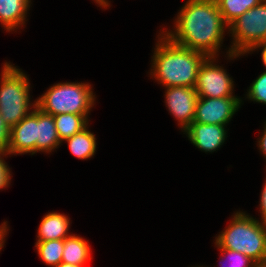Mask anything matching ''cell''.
<instances>
[{
  "instance_id": "cell-1",
  "label": "cell",
  "mask_w": 266,
  "mask_h": 267,
  "mask_svg": "<svg viewBox=\"0 0 266 267\" xmlns=\"http://www.w3.org/2000/svg\"><path fill=\"white\" fill-rule=\"evenodd\" d=\"M173 27L160 32L174 44L217 58L228 30L215 0H187Z\"/></svg>"
},
{
  "instance_id": "cell-2",
  "label": "cell",
  "mask_w": 266,
  "mask_h": 267,
  "mask_svg": "<svg viewBox=\"0 0 266 267\" xmlns=\"http://www.w3.org/2000/svg\"><path fill=\"white\" fill-rule=\"evenodd\" d=\"M151 57L150 76L164 88L195 87L198 71L207 56L170 41L161 32Z\"/></svg>"
},
{
  "instance_id": "cell-3",
  "label": "cell",
  "mask_w": 266,
  "mask_h": 267,
  "mask_svg": "<svg viewBox=\"0 0 266 267\" xmlns=\"http://www.w3.org/2000/svg\"><path fill=\"white\" fill-rule=\"evenodd\" d=\"M244 211H236L231 221L215 238L217 248L241 252L255 263L266 262V222Z\"/></svg>"
},
{
  "instance_id": "cell-4",
  "label": "cell",
  "mask_w": 266,
  "mask_h": 267,
  "mask_svg": "<svg viewBox=\"0 0 266 267\" xmlns=\"http://www.w3.org/2000/svg\"><path fill=\"white\" fill-rule=\"evenodd\" d=\"M1 70L0 113L12 128L36 107V101H30V82L22 69L11 62H5Z\"/></svg>"
},
{
  "instance_id": "cell-5",
  "label": "cell",
  "mask_w": 266,
  "mask_h": 267,
  "mask_svg": "<svg viewBox=\"0 0 266 267\" xmlns=\"http://www.w3.org/2000/svg\"><path fill=\"white\" fill-rule=\"evenodd\" d=\"M95 100L92 85L82 81L53 84L35 99L37 108L53 116L62 113L88 115L95 105Z\"/></svg>"
},
{
  "instance_id": "cell-6",
  "label": "cell",
  "mask_w": 266,
  "mask_h": 267,
  "mask_svg": "<svg viewBox=\"0 0 266 267\" xmlns=\"http://www.w3.org/2000/svg\"><path fill=\"white\" fill-rule=\"evenodd\" d=\"M232 42L226 51L227 59L233 60L247 52L256 44L266 41V0L246 11L228 26L227 34Z\"/></svg>"
},
{
  "instance_id": "cell-7",
  "label": "cell",
  "mask_w": 266,
  "mask_h": 267,
  "mask_svg": "<svg viewBox=\"0 0 266 267\" xmlns=\"http://www.w3.org/2000/svg\"><path fill=\"white\" fill-rule=\"evenodd\" d=\"M217 57H207L201 64L195 91L199 97L222 98L238 97L234 93L233 78L223 66H219Z\"/></svg>"
},
{
  "instance_id": "cell-8",
  "label": "cell",
  "mask_w": 266,
  "mask_h": 267,
  "mask_svg": "<svg viewBox=\"0 0 266 267\" xmlns=\"http://www.w3.org/2000/svg\"><path fill=\"white\" fill-rule=\"evenodd\" d=\"M242 102L240 97H199L193 122L227 126Z\"/></svg>"
},
{
  "instance_id": "cell-9",
  "label": "cell",
  "mask_w": 266,
  "mask_h": 267,
  "mask_svg": "<svg viewBox=\"0 0 266 267\" xmlns=\"http://www.w3.org/2000/svg\"><path fill=\"white\" fill-rule=\"evenodd\" d=\"M165 105L177 120L182 132L194 121L199 96L195 87L174 86L165 88Z\"/></svg>"
},
{
  "instance_id": "cell-10",
  "label": "cell",
  "mask_w": 266,
  "mask_h": 267,
  "mask_svg": "<svg viewBox=\"0 0 266 267\" xmlns=\"http://www.w3.org/2000/svg\"><path fill=\"white\" fill-rule=\"evenodd\" d=\"M10 155L37 153V107H35L10 131Z\"/></svg>"
},
{
  "instance_id": "cell-11",
  "label": "cell",
  "mask_w": 266,
  "mask_h": 267,
  "mask_svg": "<svg viewBox=\"0 0 266 267\" xmlns=\"http://www.w3.org/2000/svg\"><path fill=\"white\" fill-rule=\"evenodd\" d=\"M227 126L192 122L184 131L188 140L205 153L219 150L227 139Z\"/></svg>"
},
{
  "instance_id": "cell-12",
  "label": "cell",
  "mask_w": 266,
  "mask_h": 267,
  "mask_svg": "<svg viewBox=\"0 0 266 267\" xmlns=\"http://www.w3.org/2000/svg\"><path fill=\"white\" fill-rule=\"evenodd\" d=\"M31 0H0V24L6 32L17 31L28 21Z\"/></svg>"
},
{
  "instance_id": "cell-13",
  "label": "cell",
  "mask_w": 266,
  "mask_h": 267,
  "mask_svg": "<svg viewBox=\"0 0 266 267\" xmlns=\"http://www.w3.org/2000/svg\"><path fill=\"white\" fill-rule=\"evenodd\" d=\"M70 218L65 214L58 212H49L42 218L37 230V240L50 241L65 239L70 236Z\"/></svg>"
},
{
  "instance_id": "cell-14",
  "label": "cell",
  "mask_w": 266,
  "mask_h": 267,
  "mask_svg": "<svg viewBox=\"0 0 266 267\" xmlns=\"http://www.w3.org/2000/svg\"><path fill=\"white\" fill-rule=\"evenodd\" d=\"M62 142L55 127L54 116L37 108V152L50 153Z\"/></svg>"
},
{
  "instance_id": "cell-15",
  "label": "cell",
  "mask_w": 266,
  "mask_h": 267,
  "mask_svg": "<svg viewBox=\"0 0 266 267\" xmlns=\"http://www.w3.org/2000/svg\"><path fill=\"white\" fill-rule=\"evenodd\" d=\"M88 240L77 234H71L64 239V249L62 254V261L65 263L83 266L91 260V246L88 244Z\"/></svg>"
},
{
  "instance_id": "cell-16",
  "label": "cell",
  "mask_w": 266,
  "mask_h": 267,
  "mask_svg": "<svg viewBox=\"0 0 266 267\" xmlns=\"http://www.w3.org/2000/svg\"><path fill=\"white\" fill-rule=\"evenodd\" d=\"M87 126L81 132L74 134L64 141L68 143L72 155L81 160H87L95 156L97 143L94 133L89 131Z\"/></svg>"
},
{
  "instance_id": "cell-17",
  "label": "cell",
  "mask_w": 266,
  "mask_h": 267,
  "mask_svg": "<svg viewBox=\"0 0 266 267\" xmlns=\"http://www.w3.org/2000/svg\"><path fill=\"white\" fill-rule=\"evenodd\" d=\"M88 117V115H75L71 113L55 115V127L61 142L63 143L65 139L86 128L89 124L88 121H90Z\"/></svg>"
},
{
  "instance_id": "cell-18",
  "label": "cell",
  "mask_w": 266,
  "mask_h": 267,
  "mask_svg": "<svg viewBox=\"0 0 266 267\" xmlns=\"http://www.w3.org/2000/svg\"><path fill=\"white\" fill-rule=\"evenodd\" d=\"M224 22L229 26L246 11L257 6L262 0H215Z\"/></svg>"
},
{
  "instance_id": "cell-19",
  "label": "cell",
  "mask_w": 266,
  "mask_h": 267,
  "mask_svg": "<svg viewBox=\"0 0 266 267\" xmlns=\"http://www.w3.org/2000/svg\"><path fill=\"white\" fill-rule=\"evenodd\" d=\"M35 248L46 265L56 267L62 261L64 239L35 242Z\"/></svg>"
},
{
  "instance_id": "cell-20",
  "label": "cell",
  "mask_w": 266,
  "mask_h": 267,
  "mask_svg": "<svg viewBox=\"0 0 266 267\" xmlns=\"http://www.w3.org/2000/svg\"><path fill=\"white\" fill-rule=\"evenodd\" d=\"M220 250V267H253L255 262L241 252L233 251L225 248H217ZM224 259H228V265L224 266Z\"/></svg>"
},
{
  "instance_id": "cell-21",
  "label": "cell",
  "mask_w": 266,
  "mask_h": 267,
  "mask_svg": "<svg viewBox=\"0 0 266 267\" xmlns=\"http://www.w3.org/2000/svg\"><path fill=\"white\" fill-rule=\"evenodd\" d=\"M246 93L248 100L266 105V70L252 82Z\"/></svg>"
},
{
  "instance_id": "cell-22",
  "label": "cell",
  "mask_w": 266,
  "mask_h": 267,
  "mask_svg": "<svg viewBox=\"0 0 266 267\" xmlns=\"http://www.w3.org/2000/svg\"><path fill=\"white\" fill-rule=\"evenodd\" d=\"M7 155L10 156L9 153L0 152V190L5 189L10 186L11 184V169L6 163L5 159L3 157H7Z\"/></svg>"
},
{
  "instance_id": "cell-23",
  "label": "cell",
  "mask_w": 266,
  "mask_h": 267,
  "mask_svg": "<svg viewBox=\"0 0 266 267\" xmlns=\"http://www.w3.org/2000/svg\"><path fill=\"white\" fill-rule=\"evenodd\" d=\"M10 131L11 128L2 119V115L0 113V152L2 153H8L10 144Z\"/></svg>"
},
{
  "instance_id": "cell-24",
  "label": "cell",
  "mask_w": 266,
  "mask_h": 267,
  "mask_svg": "<svg viewBox=\"0 0 266 267\" xmlns=\"http://www.w3.org/2000/svg\"><path fill=\"white\" fill-rule=\"evenodd\" d=\"M261 195H260V201H259V212H260V216H261V221L266 222V181L263 184V187L261 189Z\"/></svg>"
},
{
  "instance_id": "cell-25",
  "label": "cell",
  "mask_w": 266,
  "mask_h": 267,
  "mask_svg": "<svg viewBox=\"0 0 266 267\" xmlns=\"http://www.w3.org/2000/svg\"><path fill=\"white\" fill-rule=\"evenodd\" d=\"M264 127V130H263V132H261L262 134V136H260V137H258L257 139H258V143H257V146H258V148H259V150H260V153H262L263 154V156L265 157V159H266V121H265V123H264V125H263Z\"/></svg>"
},
{
  "instance_id": "cell-26",
  "label": "cell",
  "mask_w": 266,
  "mask_h": 267,
  "mask_svg": "<svg viewBox=\"0 0 266 267\" xmlns=\"http://www.w3.org/2000/svg\"><path fill=\"white\" fill-rule=\"evenodd\" d=\"M258 49L261 50L262 62H263V65L265 66V69H266V41L262 42V43H259V44H256L247 53L248 54L251 53V52L253 53Z\"/></svg>"
},
{
  "instance_id": "cell-27",
  "label": "cell",
  "mask_w": 266,
  "mask_h": 267,
  "mask_svg": "<svg viewBox=\"0 0 266 267\" xmlns=\"http://www.w3.org/2000/svg\"><path fill=\"white\" fill-rule=\"evenodd\" d=\"M99 7L106 9L110 7L109 0H93Z\"/></svg>"
},
{
  "instance_id": "cell-28",
  "label": "cell",
  "mask_w": 266,
  "mask_h": 267,
  "mask_svg": "<svg viewBox=\"0 0 266 267\" xmlns=\"http://www.w3.org/2000/svg\"><path fill=\"white\" fill-rule=\"evenodd\" d=\"M56 267H83V266H77V265H73V264H69V263H65V262H61L59 265H57Z\"/></svg>"
},
{
  "instance_id": "cell-29",
  "label": "cell",
  "mask_w": 266,
  "mask_h": 267,
  "mask_svg": "<svg viewBox=\"0 0 266 267\" xmlns=\"http://www.w3.org/2000/svg\"><path fill=\"white\" fill-rule=\"evenodd\" d=\"M253 267H266V262L255 263Z\"/></svg>"
},
{
  "instance_id": "cell-30",
  "label": "cell",
  "mask_w": 266,
  "mask_h": 267,
  "mask_svg": "<svg viewBox=\"0 0 266 267\" xmlns=\"http://www.w3.org/2000/svg\"><path fill=\"white\" fill-rule=\"evenodd\" d=\"M192 267H205V266H201V265L199 266V265H198V266H192ZM207 267H208V266H207Z\"/></svg>"
}]
</instances>
